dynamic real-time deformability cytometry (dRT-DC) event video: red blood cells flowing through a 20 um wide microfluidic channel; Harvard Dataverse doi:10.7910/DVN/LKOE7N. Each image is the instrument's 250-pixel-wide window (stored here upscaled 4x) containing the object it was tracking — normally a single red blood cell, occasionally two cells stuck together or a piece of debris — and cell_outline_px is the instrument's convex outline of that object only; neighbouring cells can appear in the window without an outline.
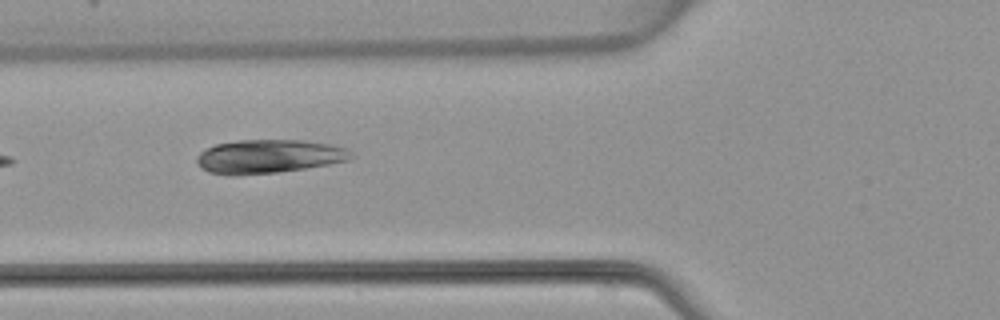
{"species": "common noctule bat (a hibernating species)", "species_latin": "Nyctalus noctula", "temperature_condition": "warm", "stored_images_in_passage": 6, "camera_frame_rate_fps": 3000, "um_per_image_px": 0.085, "animal": {"sex": "female", "body_mass_g": 22.7, "forearm_length_mm": 54.2}, "frame": {"image": 1, "passage_image": 5, "time_ms": 5.667, "image_size_px": [1000, 320], "cell_outline_px": [[356, 156], [348, 160], [328, 164], [304, 168], [276, 172], [236, 176], [232, 176], [208, 172], [200, 168], [196, 164], [196, 156], [200, 152], [216, 144], [236, 140], [304, 140], [328, 144], [344, 148]], "centroid_in_image_um": [22.78, 13.3], "position_along_channel_um": 103.0, "area_um2": 30.35}}
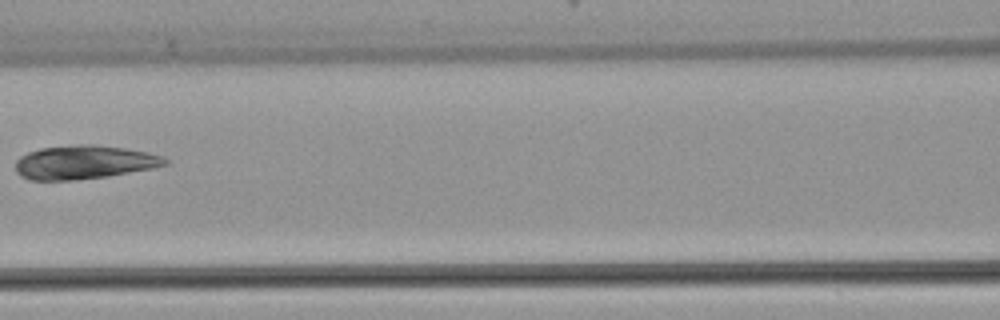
{"frame": {"image": 2, "passage_image": 6, "time_ms": 7.0, "image_size_px": [1000, 320], "cell_outline_px": [[168, 164], [152, 168], [108, 176], [72, 180], [28, 180], [20, 176], [16, 172], [16, 160], [20, 156], [28, 152], [40, 148], [76, 144], [92, 144], [124, 148], [148, 152], [164, 156], [168, 160]], "centroid_in_image_um": [7.13, 13.79], "position_along_channel_um": 159.5, "area_um2": 29.48}}